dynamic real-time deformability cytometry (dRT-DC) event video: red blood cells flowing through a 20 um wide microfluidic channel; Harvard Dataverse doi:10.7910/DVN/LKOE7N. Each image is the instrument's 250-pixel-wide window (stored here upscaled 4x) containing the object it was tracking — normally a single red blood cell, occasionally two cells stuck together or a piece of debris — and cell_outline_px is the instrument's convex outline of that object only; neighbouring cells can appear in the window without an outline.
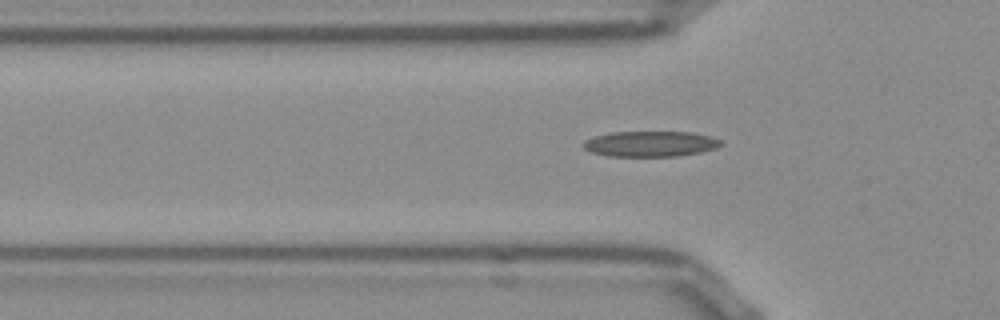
{"species": "Egyptian fruit bat (a non-hibernating species)", "species_latin": "Rousettus aegyptiacus", "temperature_condition": "room temperature", "stored_images_in_passage": 43, "camera_frame_rate_fps": 3000, "um_per_image_px": 0.085, "frame": {"image": 1, "passage_image": 15, "time_ms": 4.667, "image_size_px": [1000, 320], "cell_outline_px": [[724, 144], [716, 148], [700, 152], [676, 156], [608, 156], [592, 152], [584, 148], [580, 144], [584, 140], [596, 136], [612, 132], [692, 132], [712, 136], [724, 140]], "centroid_in_image_um": [55.33, 12.22], "position_along_channel_um": 70.5, "area_um2": 20.63}}
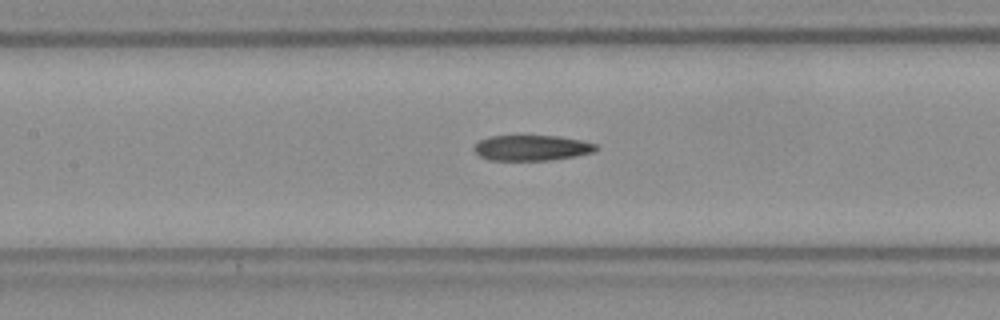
{"frame": {"image": 2, "passage_image": 22, "time_ms": 7.0, "image_size_px": [1000, 320], "cell_outline_px": [[596, 148], [592, 152], [576, 156], [548, 160], [488, 160], [480, 156], [472, 148], [480, 140], [488, 136], [560, 136], [580, 140], [596, 144]], "centroid_in_image_um": [45.16, 12.56], "position_along_channel_um": 162.2, "area_um2": 17.98}}
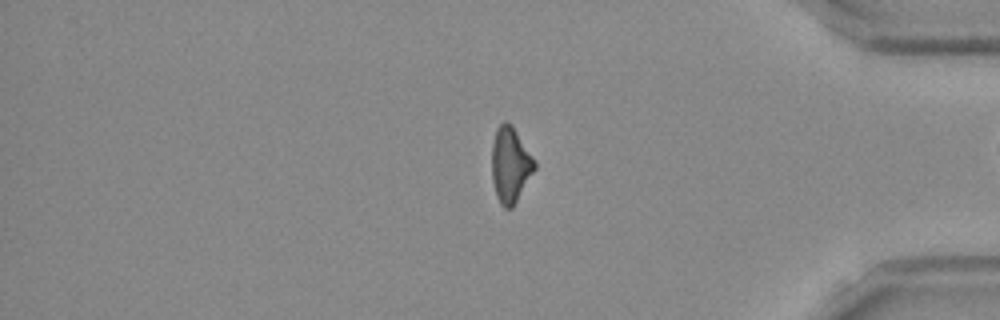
{"frame": {"image": 3, "passage_image": 42, "time_ms": 13.667, "image_size_px": [1000, 320], "cell_outline_px": [[536, 168], [512, 208], [504, 208], [500, 204], [496, 196], [492, 180], [492, 144], [496, 128], [504, 120], [508, 120], [512, 124], [536, 160]], "centroid_in_image_um": [43.38, 13.97], "position_along_channel_um": 391.8, "area_um2": 19.07}}